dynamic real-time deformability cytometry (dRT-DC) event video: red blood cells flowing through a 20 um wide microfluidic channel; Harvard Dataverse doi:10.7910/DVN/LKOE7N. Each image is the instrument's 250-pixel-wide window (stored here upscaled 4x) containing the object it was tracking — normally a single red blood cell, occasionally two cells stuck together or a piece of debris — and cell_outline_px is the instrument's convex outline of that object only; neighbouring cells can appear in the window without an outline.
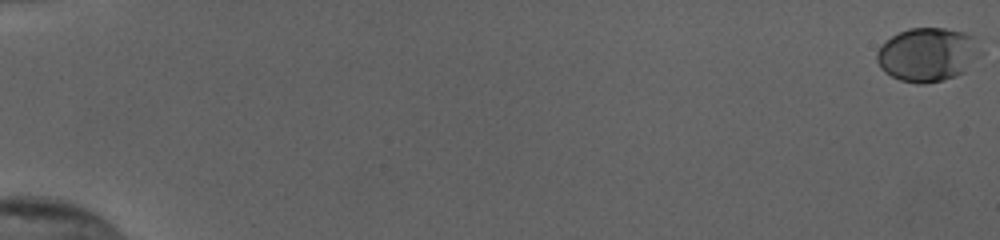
{"species": "human", "species_latin": "Homo sapiens", "temperature_condition": "cold", "stored_images_in_passage": 56, "camera_frame_rate_fps": 3000, "um_per_image_px": 0.085, "donor": {"sex": "female"}, "frame": {"image": 1, "passage_image": 1, "time_ms": 0.0, "image_size_px": [1000, 240], "cell_outline_px": [[984, 52], [964, 72], [956, 76], [944, 80], [924, 84], [916, 84], [900, 80], [884, 72], [880, 68], [876, 60], [876, 52], [892, 36], [908, 28], [944, 28], [964, 32], [976, 36]], "centroid_in_image_um": [78.9, 4.64], "position_along_channel_um": 6.1, "area_um2": 32.95}}
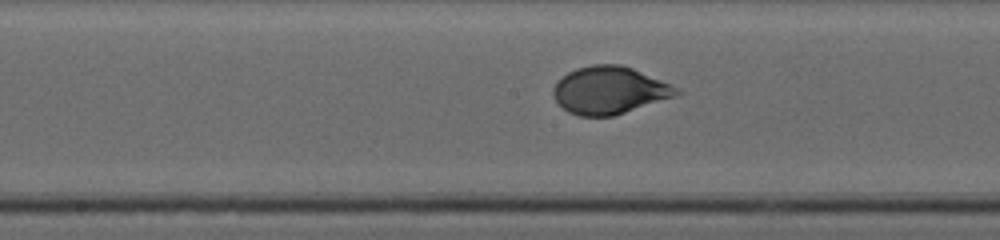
{"frame": {"image": 2, "passage_image": 32, "time_ms": 10.333, "image_size_px": [1000, 240], "cell_outline_px": [[684, 92], [676, 96], [612, 116], [580, 116], [568, 112], [556, 100], [552, 92], [552, 88], [568, 72], [576, 68], [592, 64], [620, 64], [632, 68], [672, 84]], "centroid_in_image_um": [51.83, 7.66], "position_along_channel_um": 196.4, "area_um2": 33.93}}
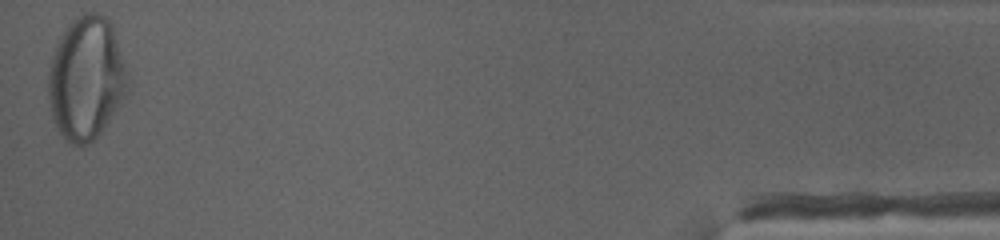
{"frame": {"image": 3, "passage_image": 56, "time_ms": 18.333, "image_size_px": [1000, 240], "cell_outline_px": [[128, 92], [100, 132], [88, 144], [72, 144], [56, 128], [52, 116], [48, 96], [48, 72], [52, 56], [56, 44], [60, 36], [68, 24], [72, 20], [84, 12], [96, 12], [104, 16], [112, 24], [124, 64]], "centroid_in_image_um": [7.3, 6.63], "position_along_channel_um": 427.9, "area_um2": 56.3}, "authors_computed_cell_mechanics": {"area_um2": 33.4373, "velocity_mm_per_s": 3.8424, "shape_relaxation_time_tau1_ms": 4.0644, "shape_relaxation_time_tau2_ms": null, "deformation_change_tau1": 0.1726, "deformation_change_tau2": null}}